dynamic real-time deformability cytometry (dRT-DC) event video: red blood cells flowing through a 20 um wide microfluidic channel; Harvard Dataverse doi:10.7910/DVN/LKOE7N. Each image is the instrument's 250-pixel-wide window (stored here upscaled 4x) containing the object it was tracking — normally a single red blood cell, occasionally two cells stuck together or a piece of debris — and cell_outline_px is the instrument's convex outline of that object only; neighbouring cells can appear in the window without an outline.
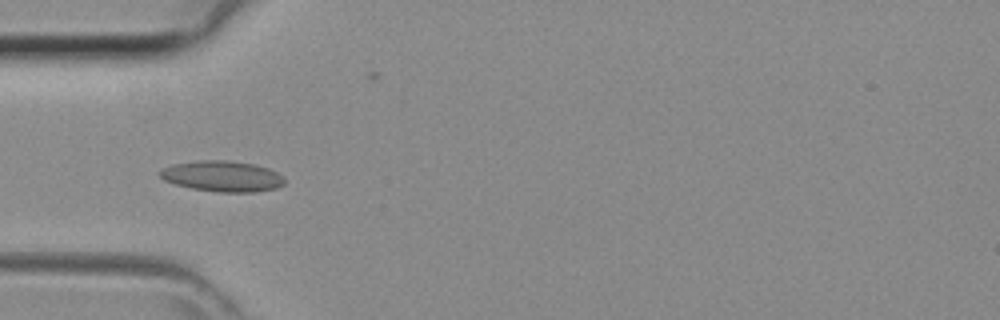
{"species": "common noctule bat (a hibernating species)", "species_latin": "Nyctalus noctula", "temperature_condition": "room temperature", "stored_images_in_passage": 34, "camera_frame_rate_fps": 3000, "um_per_image_px": 0.085, "animal": {"sex": "female", "body_mass_g": 29.2, "forearm_length_mm": 56.3}, "frame": {"image": 1, "passage_image": 6, "time_ms": 1.667, "image_size_px": [1000, 320], "cell_outline_px": [[284, 184], [276, 188], [256, 192], [216, 192], [192, 188], [176, 184], [164, 180], [160, 176], [160, 172], [164, 168], [172, 164], [196, 160], [228, 160], [252, 164], [268, 168], [284, 176]], "centroid_in_image_um": [18.91, 14.98], "position_along_channel_um": 66.1, "area_um2": 22.31}}
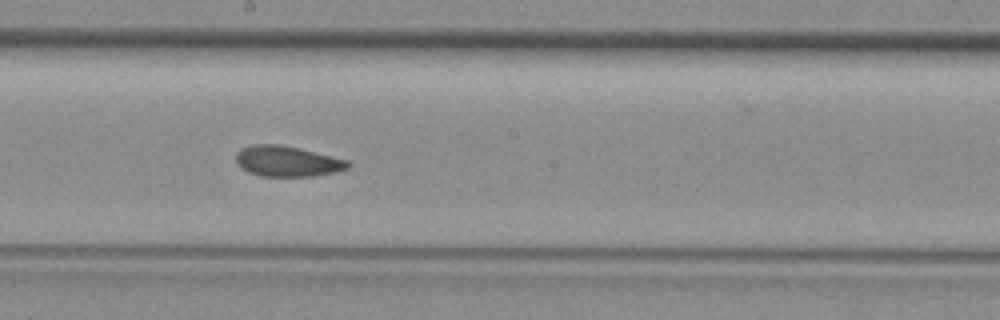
{"frame": {"image": 2, "passage_image": 16, "time_ms": 5.0, "image_size_px": [1000, 320], "cell_outline_px": [[352, 164], [348, 168], [336, 172], [312, 176], [260, 176], [248, 172], [236, 160], [236, 152], [240, 148], [252, 144], [280, 144], [348, 160]], "centroid_in_image_um": [24.42, 13.7], "position_along_channel_um": 223.8, "area_um2": 19.83}}
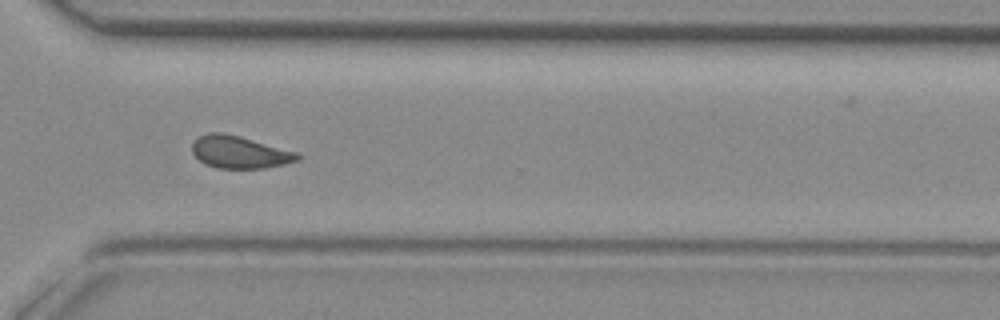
{"frame": {"image": 3, "passage_image": 24, "time_ms": 7.667, "image_size_px": [1000, 320], "cell_outline_px": [[300, 160], [284, 164], [264, 168], [216, 168], [204, 164], [192, 152], [192, 140], [196, 136], [208, 132], [224, 132], [240, 136], [296, 152], [300, 156]], "centroid_in_image_um": [20.3, 12.92], "position_along_channel_um": 350.3, "area_um2": 20.0}}